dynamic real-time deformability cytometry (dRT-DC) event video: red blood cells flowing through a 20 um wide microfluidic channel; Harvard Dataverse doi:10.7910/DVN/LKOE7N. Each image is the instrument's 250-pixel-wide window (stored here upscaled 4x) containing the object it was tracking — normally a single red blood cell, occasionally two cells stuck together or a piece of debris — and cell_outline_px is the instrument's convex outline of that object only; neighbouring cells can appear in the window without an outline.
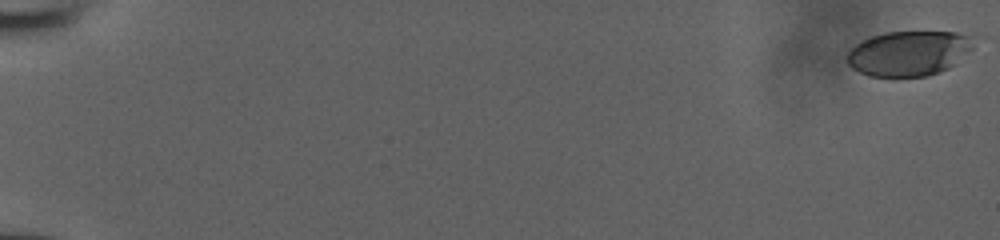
{"species": "human", "species_latin": "Homo sapiens", "temperature_condition": "room temperature", "stored_images_in_passage": 54, "camera_frame_rate_fps": 3000, "um_per_image_px": 0.085, "donor": {"sex": "male"}, "frame": {"image": 1, "passage_image": 1, "time_ms": 0.0, "image_size_px": [1000, 240], "cell_outline_px": [[972, 48], [956, 64], [940, 72], [928, 76], [868, 76], [852, 68], [848, 64], [848, 52], [856, 44], [872, 36], [884, 32], [956, 32], [964, 36]], "centroid_in_image_um": [77.19, 4.55], "position_along_channel_um": 7.8, "area_um2": 32.54}}
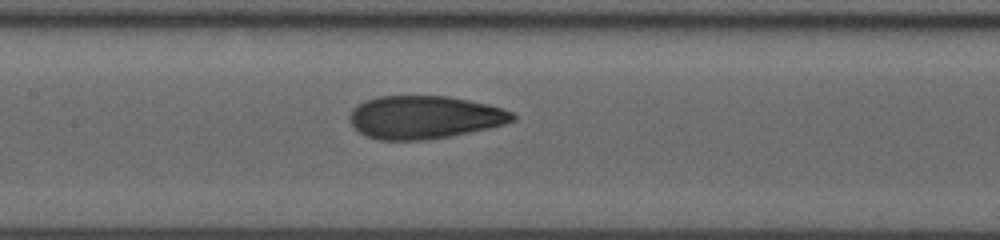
{"frame": {"image": 2, "passage_image": 29, "time_ms": 9.333, "image_size_px": [1000, 240], "cell_outline_px": [[516, 120], [504, 124], [488, 128], [428, 140], [380, 140], [364, 136], [352, 124], [348, 116], [352, 108], [364, 100], [376, 96], [448, 96], [488, 104], [512, 112], [516, 116]], "centroid_in_image_um": [36.04, 9.96], "position_along_channel_um": 171.4, "area_um2": 40.86}}
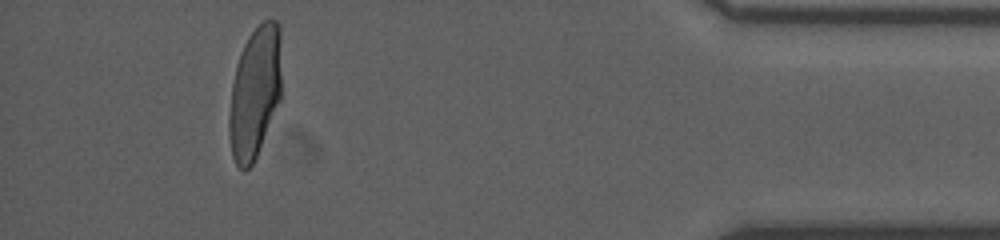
{"frame": {"image": 3, "passage_image": 50, "time_ms": 16.333, "image_size_px": [1000, 240], "cell_outline_px": [[280, 100], [256, 156], [252, 164], [244, 172], [236, 164], [232, 156], [228, 136], [228, 116], [232, 84], [236, 64], [240, 52], [248, 36], [264, 20], [276, 20], [280, 28]], "centroid_in_image_um": [21.63, 7.87], "position_along_channel_um": 413.6, "area_um2": 40.17}}